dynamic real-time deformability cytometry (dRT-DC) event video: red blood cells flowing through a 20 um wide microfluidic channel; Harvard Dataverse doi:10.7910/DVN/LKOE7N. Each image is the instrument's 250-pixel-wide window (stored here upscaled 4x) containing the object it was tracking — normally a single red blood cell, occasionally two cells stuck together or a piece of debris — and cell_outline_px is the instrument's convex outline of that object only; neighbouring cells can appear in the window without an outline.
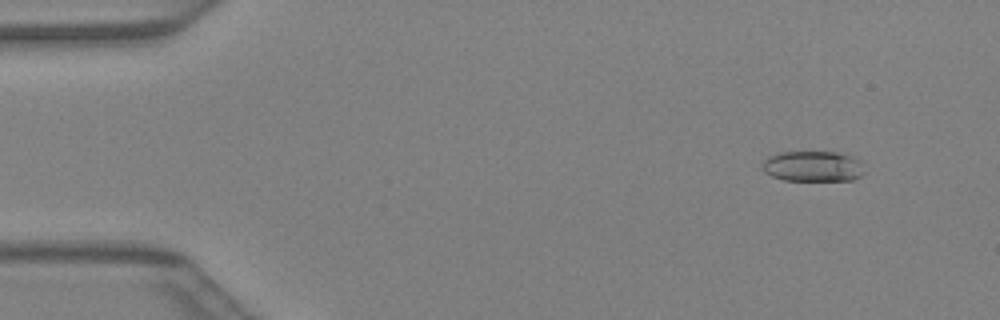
{"species": "Egyptian fruit bat (a non-hibernating species)", "species_latin": "Rousettus aegyptiacus", "temperature_condition": "warm", "stored_images_in_passage": 41, "camera_frame_rate_fps": 3000, "um_per_image_px": 0.085, "animal": {"sex": "female"}, "frame": {"image": 1, "passage_image": 4, "time_ms": 1.0, "image_size_px": [1000, 320], "cell_outline_px": [[864, 172], [860, 176], [852, 180], [784, 180], [772, 176], [764, 172], [764, 160], [768, 156], [780, 152], [836, 152], [864, 160]], "centroid_in_image_um": [69.15, 14.13], "position_along_channel_um": 15.8, "area_um2": 18.26}}
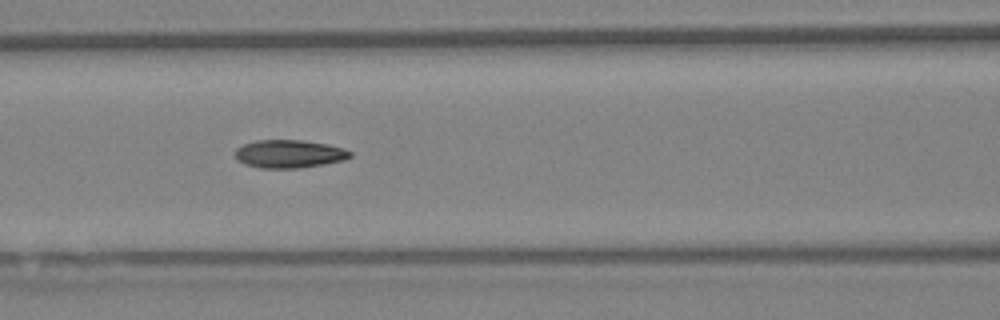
{"frame": {"image": 2, "passage_image": 18, "time_ms": 5.667, "image_size_px": [1000, 320], "cell_outline_px": [[352, 156], [344, 160], [324, 164], [300, 168], [260, 168], [244, 164], [236, 160], [236, 148], [244, 144], [256, 140], [300, 140], [328, 144], [344, 148], [352, 152]], "centroid_in_image_um": [24.59, 13.08], "position_along_channel_um": 142.0, "area_um2": 18.9}}
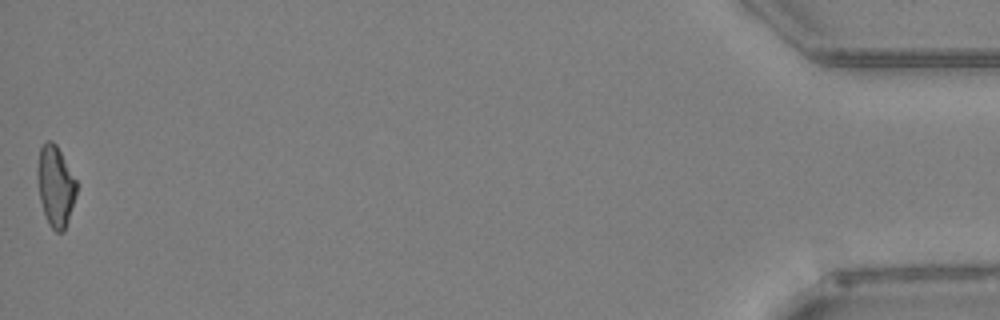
{"frame": {"image": 3, "passage_image": 41, "time_ms": 13.333, "image_size_px": [1000, 320], "cell_outline_px": [[76, 196], [64, 232], [56, 232], [48, 224], [40, 200], [36, 176], [36, 172], [40, 148], [48, 140], [52, 140], [56, 144], [76, 180]], "centroid_in_image_um": [4.7, 15.82], "position_along_channel_um": 430.5, "area_um2": 18.32}}